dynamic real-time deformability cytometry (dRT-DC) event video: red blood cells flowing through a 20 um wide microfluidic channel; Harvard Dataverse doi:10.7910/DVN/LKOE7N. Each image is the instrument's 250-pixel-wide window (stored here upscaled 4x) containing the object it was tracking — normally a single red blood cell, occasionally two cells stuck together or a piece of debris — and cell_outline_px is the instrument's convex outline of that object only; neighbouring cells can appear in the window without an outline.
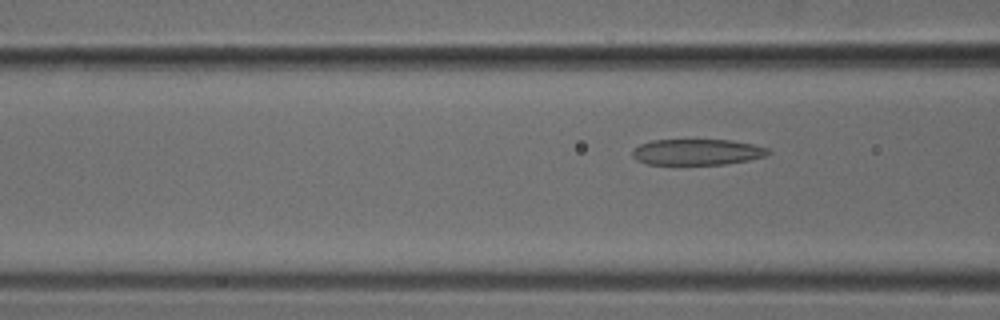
{"species": "common noctule bat (a hibernating species)", "species_latin": "Nyctalus noctula", "temperature_condition": "cold", "stored_images_in_passage": 7, "camera_frame_rate_fps": 3000, "um_per_image_px": 0.085, "animal": {"sex": "male", "body_mass_g": 18.8}, "frame": {"image": 1, "passage_image": 7, "time_ms": 2.0, "image_size_px": [1000, 320], "cell_outline_px": [[772, 152], [764, 156], [748, 160], [724, 164], [648, 164], [636, 160], [632, 156], [632, 148], [640, 144], [652, 140], [732, 140], [752, 144], [768, 148]], "centroid_in_image_um": [59.23, 12.92], "position_along_channel_um": 107.4, "area_um2": 20.52}}